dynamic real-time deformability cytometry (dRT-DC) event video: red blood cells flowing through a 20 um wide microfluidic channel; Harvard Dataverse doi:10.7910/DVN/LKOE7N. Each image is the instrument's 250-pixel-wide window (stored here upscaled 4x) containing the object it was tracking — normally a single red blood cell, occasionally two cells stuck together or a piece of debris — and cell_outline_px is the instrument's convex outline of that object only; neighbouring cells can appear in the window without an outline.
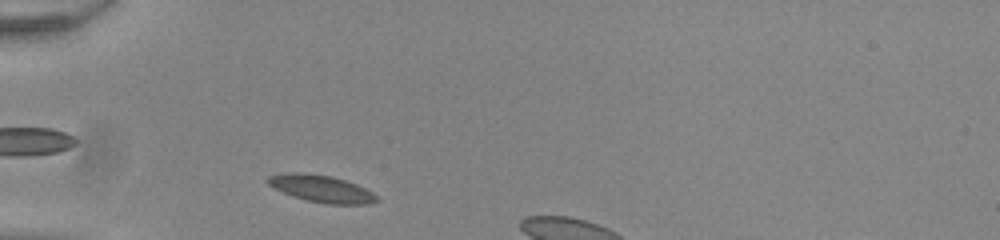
{"species": "common noctule bat (a hibernating species)", "species_latin": "Nyctalus noctula", "temperature_condition": "room temperature", "stored_images_in_passage": 32, "camera_frame_rate_fps": 3000, "um_per_image_px": 0.085, "animal": {"sex": "male", "body_mass_g": 20.0, "forearm_length_mm": 53.3}, "frame": {"image": 1, "passage_image": 2, "time_ms": 0.333, "image_size_px": [1000, 240], "cell_outline_px": [[380, 200], [368, 204], [324, 204], [304, 200], [292, 196], [268, 184], [264, 180], [268, 176], [292, 172], [300, 172], [332, 176], [356, 184], [372, 192]], "centroid_in_image_um": [27.31, 16.04], "position_along_channel_um": 57.7, "area_um2": 17.17}}
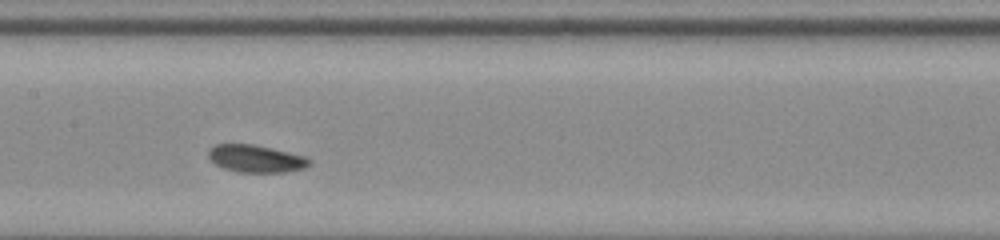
{"frame": {"image": 2, "passage_image": 13, "time_ms": 4.0, "image_size_px": [1000, 240], "cell_outline_px": [[312, 160], [304, 168], [284, 172], [236, 172], [224, 168], [216, 164], [208, 156], [208, 152], [216, 144], [252, 144], [272, 148], [304, 156]], "centroid_in_image_um": [21.75, 13.49], "position_along_channel_um": 185.7, "area_um2": 15.9}}
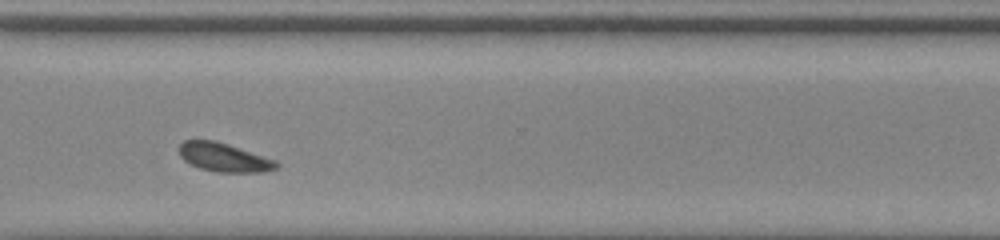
{"frame": {"image": 3, "passage_image": 26, "time_ms": 8.333, "image_size_px": [1000, 240], "cell_outline_px": [[280, 164], [276, 168], [260, 172], [216, 172], [200, 168], [184, 160], [180, 156], [180, 144], [184, 140], [216, 140], [276, 160]], "centroid_in_image_um": [19.04, 13.37], "position_along_channel_um": 351.6, "area_um2": 16.13}}